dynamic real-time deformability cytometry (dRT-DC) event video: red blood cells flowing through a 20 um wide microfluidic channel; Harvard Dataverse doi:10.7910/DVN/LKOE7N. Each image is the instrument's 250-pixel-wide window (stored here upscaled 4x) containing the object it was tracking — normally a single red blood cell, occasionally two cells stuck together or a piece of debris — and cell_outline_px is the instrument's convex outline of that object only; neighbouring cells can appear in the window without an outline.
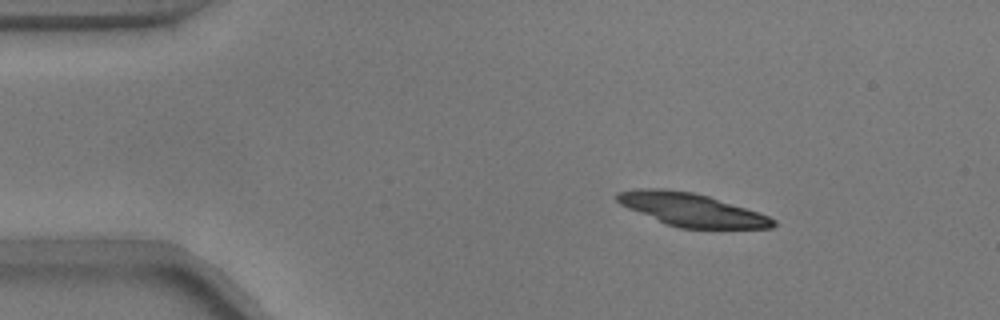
{"species": "common noctule bat (a hibernating species)", "species_latin": "Nyctalus noctula", "temperature_condition": "warm", "stored_images_in_passage": 10, "camera_frame_rate_fps": 3000, "um_per_image_px": 0.085, "animal": {"sex": "male", "body_mass_g": 17.9}, "frame": {"image": 1, "passage_image": 1, "time_ms": 0.0, "image_size_px": [1000, 320], "cell_outline_px": [[776, 224], [772, 228], [680, 228], [668, 224], [628, 208], [620, 204], [616, 200], [616, 192], [640, 188], [664, 188], [692, 192], [708, 196], [768, 216], [776, 220]], "centroid_in_image_um": [58.75, 17.81], "position_along_channel_um": 26.3, "area_um2": 29.54}}